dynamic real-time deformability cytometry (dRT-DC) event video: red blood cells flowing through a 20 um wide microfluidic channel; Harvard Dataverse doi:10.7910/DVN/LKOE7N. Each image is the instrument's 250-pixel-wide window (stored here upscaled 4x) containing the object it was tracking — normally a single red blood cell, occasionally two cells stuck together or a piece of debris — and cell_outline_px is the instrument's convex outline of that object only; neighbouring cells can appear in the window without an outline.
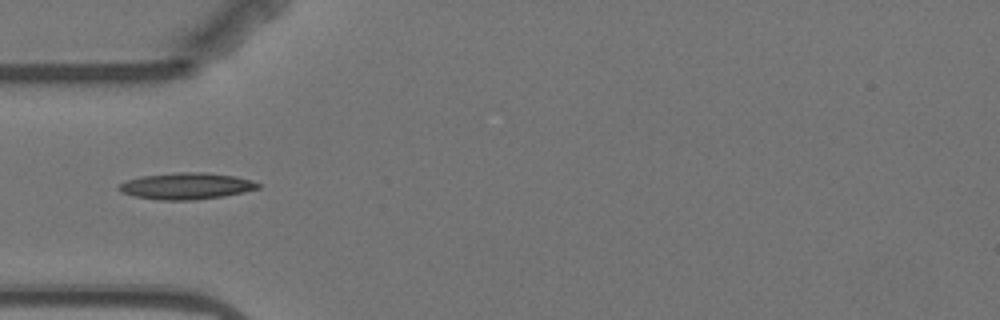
{"species": "Egyptian fruit bat (a non-hibernating species)", "species_latin": "Rousettus aegyptiacus", "temperature_condition": "warm", "stored_images_in_passage": 10, "camera_frame_rate_fps": 3000, "um_per_image_px": 0.085, "animal": {"sex": "female"}, "frame": {"image": 1, "passage_image": 5, "time_ms": 5.0, "image_size_px": [1000, 320], "cell_outline_px": [[260, 188], [244, 192], [224, 196], [196, 200], [160, 200], [132, 196], [120, 192], [116, 188], [120, 184], [128, 180], [140, 176], [180, 172], [204, 172], [236, 176], [252, 180], [260, 184]], "centroid_in_image_um": [15.84, 15.81], "position_along_channel_um": 69.2, "area_um2": 21.68}}
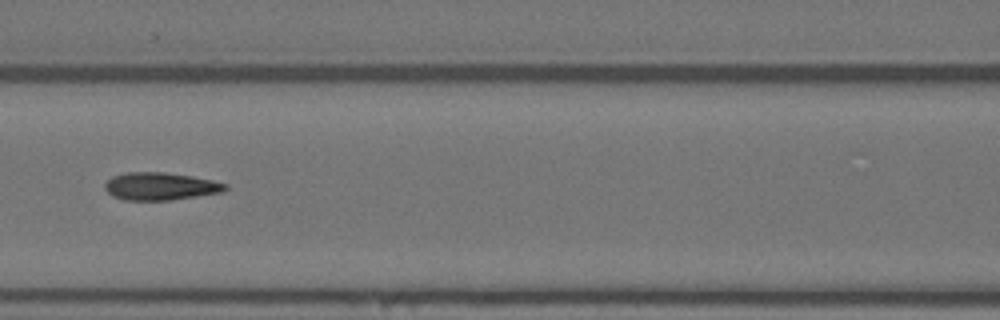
{"frame": {"image": 2, "passage_image": 7, "time_ms": 7.333, "image_size_px": [1000, 320], "cell_outline_px": [[228, 188], [224, 192], [172, 200], [124, 200], [112, 196], [104, 188], [104, 184], [112, 176], [128, 172], [164, 172], [192, 176], [212, 180], [228, 184]], "centroid_in_image_um": [13.65, 15.84], "position_along_channel_um": 153.0, "area_um2": 19.54}}
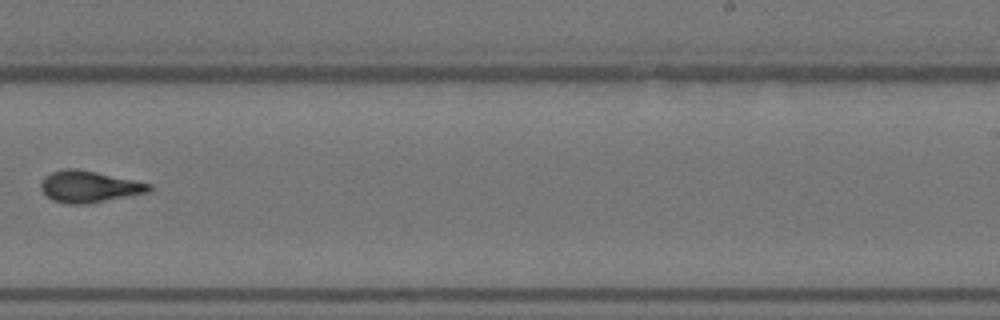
{"frame": {"image": 3, "passage_image": 10, "time_ms": 11.0, "image_size_px": [1000, 320], "cell_outline_px": [[152, 192], [88, 204], [68, 204], [52, 200], [40, 188], [40, 184], [44, 176], [52, 172], [64, 168], [76, 168], [96, 172], [152, 184]], "centroid_in_image_um": [7.59, 15.87], "position_along_channel_um": 281.4, "area_um2": 20.06}}